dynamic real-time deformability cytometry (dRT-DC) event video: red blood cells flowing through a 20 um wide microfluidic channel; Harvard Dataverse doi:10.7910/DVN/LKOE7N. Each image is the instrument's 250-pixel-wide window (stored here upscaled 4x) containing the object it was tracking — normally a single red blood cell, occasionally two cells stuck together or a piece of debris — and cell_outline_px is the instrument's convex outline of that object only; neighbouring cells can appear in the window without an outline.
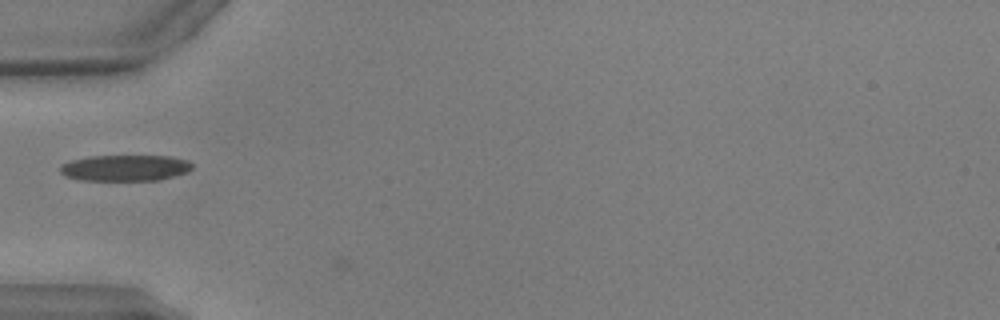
{"species": "common noctule bat (a hibernating species)", "species_latin": "Nyctalus noctula", "temperature_condition": "warm", "stored_images_in_passage": 2, "camera_frame_rate_fps": 3000, "um_per_image_px": 0.085, "animal": {"sex": "male", "body_mass_g": 17.9, "forearm_length_mm": 54.2}, "frame": {"image": 1, "passage_image": 1, "time_ms": 0.0, "image_size_px": [1000, 320], "cell_outline_px": [[192, 168], [188, 172], [156, 180], [80, 180], [64, 176], [60, 172], [60, 164], [72, 160], [88, 156], [168, 156], [188, 160], [192, 164]], "centroid_in_image_um": [10.6, 14.27], "position_along_channel_um": 74.4, "area_um2": 20.06}}